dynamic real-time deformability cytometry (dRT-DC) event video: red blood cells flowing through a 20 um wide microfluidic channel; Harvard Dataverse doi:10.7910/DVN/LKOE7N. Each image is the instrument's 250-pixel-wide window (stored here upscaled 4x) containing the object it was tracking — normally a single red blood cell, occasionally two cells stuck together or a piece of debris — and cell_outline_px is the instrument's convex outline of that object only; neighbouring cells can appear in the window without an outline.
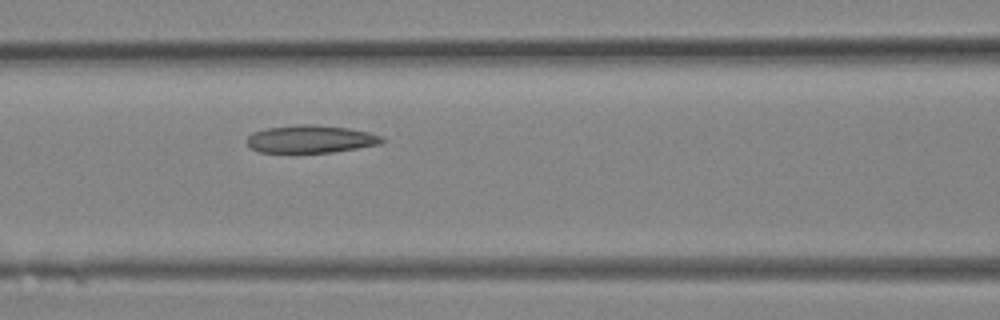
{"species": "Egyptian fruit bat (a non-hibernating species)", "species_latin": "Rousettus aegyptiacus", "temperature_condition": "room temperature", "stored_images_in_passage": 12, "camera_frame_rate_fps": 3000, "um_per_image_px": 0.085, "animal": {"sex": "female"}, "frame": {"image": 1, "passage_image": 12, "time_ms": 3.667, "image_size_px": [1000, 320], "cell_outline_px": [[384, 140], [380, 144], [332, 152], [260, 152], [252, 148], [248, 144], [248, 136], [252, 132], [264, 128], [300, 124], [312, 124], [348, 128], [368, 132], [380, 136]], "centroid_in_image_um": [26.38, 11.81], "position_along_channel_um": 140.2, "area_um2": 21.56}}